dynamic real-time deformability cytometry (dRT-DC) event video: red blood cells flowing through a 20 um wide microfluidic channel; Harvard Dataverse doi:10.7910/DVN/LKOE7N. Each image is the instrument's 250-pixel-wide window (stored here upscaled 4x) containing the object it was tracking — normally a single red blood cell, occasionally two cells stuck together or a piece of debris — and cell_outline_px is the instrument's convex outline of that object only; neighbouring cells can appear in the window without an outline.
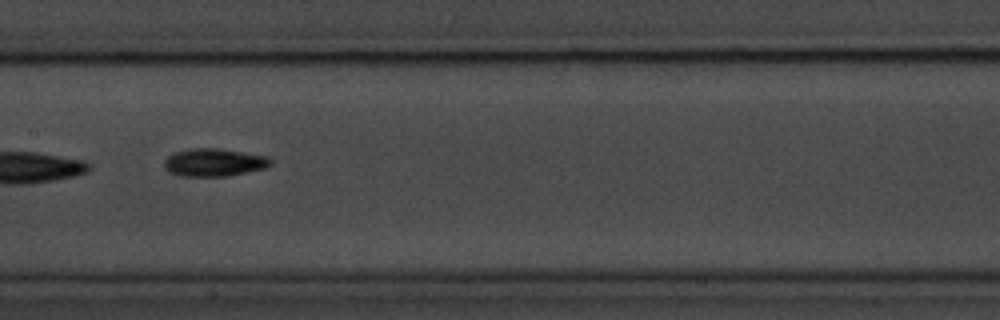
{"species": "common noctule bat (a hibernating species)", "species_latin": "Nyctalus noctula", "temperature_condition": "room temperature", "stored_images_in_passage": 11, "camera_frame_rate_fps": 3000, "um_per_image_px": 0.085, "animal": {"sex": "male", "body_mass_g": 20.1, "forearm_length_mm": 53.5}, "frame": {"image": 1, "passage_image": 4, "time_ms": 1.0, "image_size_px": [1000, 320], "cell_outline_px": [[272, 164], [264, 168], [228, 176], [180, 176], [168, 172], [164, 168], [164, 160], [168, 156], [176, 152], [188, 148], [216, 148], [268, 156], [272, 160]], "centroid_in_image_um": [18.17, 13.81], "position_along_channel_um": 189.2, "area_um2": 17.28}}
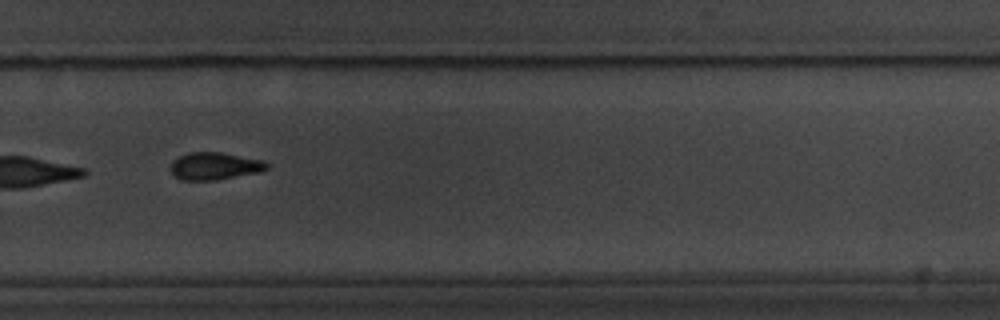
{"frame": {"image": 2, "passage_image": 7, "time_ms": 2.0, "image_size_px": [1000, 320], "cell_outline_px": [[268, 168], [260, 172], [216, 180], [180, 180], [172, 172], [172, 160], [188, 152], [224, 152], [264, 160], [268, 164]], "centroid_in_image_um": [18.28, 14.1], "position_along_channel_um": 311.5, "area_um2": 15.43}}
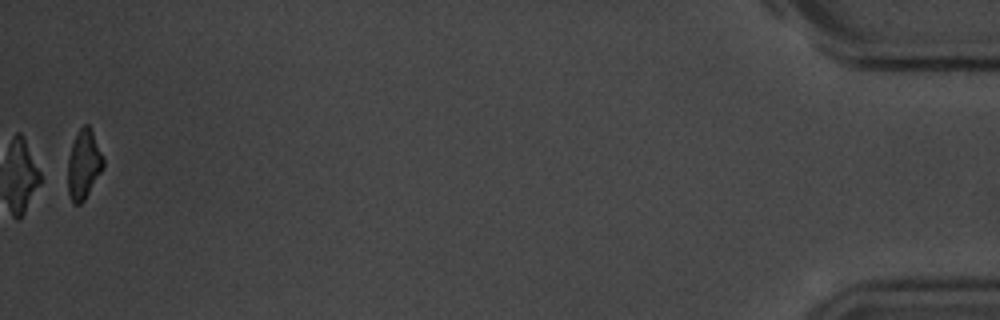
{"frame": {"image": 3, "passage_image": 11, "time_ms": 3.333, "image_size_px": [1000, 320], "cell_outline_px": [[104, 168], [84, 200], [80, 204], [72, 204], [68, 192], [68, 156], [76, 132], [84, 124], [88, 124], [104, 156]], "centroid_in_image_um": [7.12, 13.98], "position_along_channel_um": 428.1, "area_um2": 14.45}}